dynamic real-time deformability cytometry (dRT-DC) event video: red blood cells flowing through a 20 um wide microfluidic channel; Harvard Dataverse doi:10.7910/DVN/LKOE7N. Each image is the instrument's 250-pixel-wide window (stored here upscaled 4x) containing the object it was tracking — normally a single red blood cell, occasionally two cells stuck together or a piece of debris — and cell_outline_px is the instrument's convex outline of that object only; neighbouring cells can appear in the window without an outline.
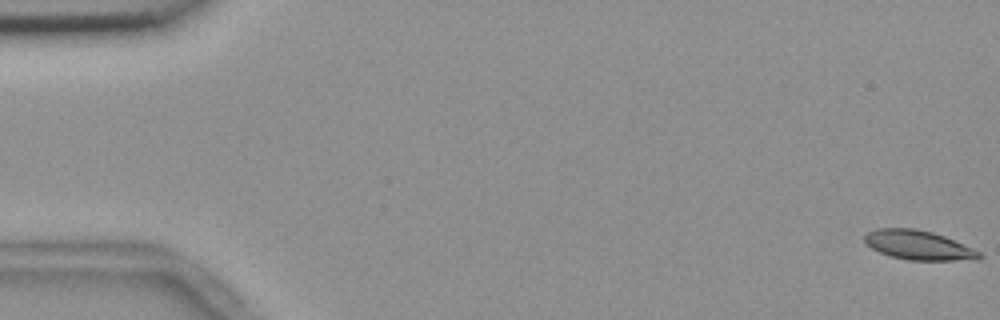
{"species": "common noctule bat (a hibernating species)", "species_latin": "Nyctalus noctula", "temperature_condition": "room temperature", "stored_images_in_passage": 18, "camera_frame_rate_fps": 3000, "um_per_image_px": 0.085, "animal": {"sex": "female", "body_mass_g": 18.4}, "frame": {"image": 1, "passage_image": 1, "time_ms": 0.0, "image_size_px": [1000, 320], "cell_outline_px": [[984, 256], [980, 260], [908, 260], [892, 256], [880, 252], [872, 248], [864, 240], [864, 236], [868, 232], [876, 228], [912, 228], [932, 232], [944, 236], [972, 248], [980, 252]], "centroid_in_image_um": [78.1, 20.84], "position_along_channel_um": 6.9, "area_um2": 19.48}}
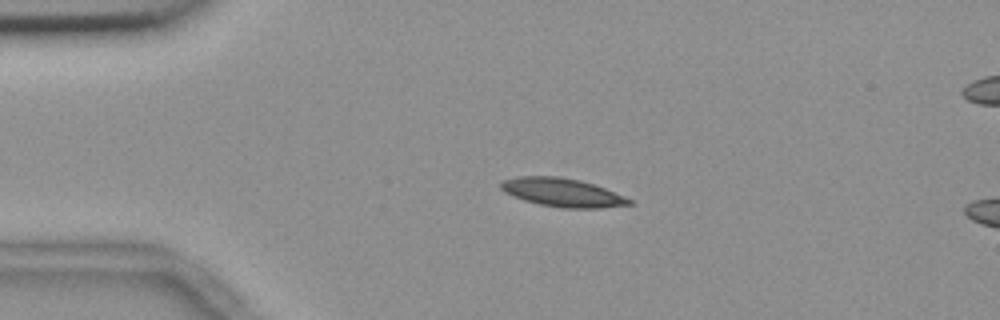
{"frame": {"image": 2, "passage_image": 13, "time_ms": 4.0, "image_size_px": [1000, 320], "cell_outline_px": [[632, 204], [600, 208], [564, 208], [540, 204], [524, 200], [512, 196], [504, 192], [500, 188], [500, 180], [516, 176], [556, 176], [580, 180], [604, 188], [632, 200]], "centroid_in_image_um": [47.73, 16.35], "position_along_channel_um": 37.3, "area_um2": 21.21}}